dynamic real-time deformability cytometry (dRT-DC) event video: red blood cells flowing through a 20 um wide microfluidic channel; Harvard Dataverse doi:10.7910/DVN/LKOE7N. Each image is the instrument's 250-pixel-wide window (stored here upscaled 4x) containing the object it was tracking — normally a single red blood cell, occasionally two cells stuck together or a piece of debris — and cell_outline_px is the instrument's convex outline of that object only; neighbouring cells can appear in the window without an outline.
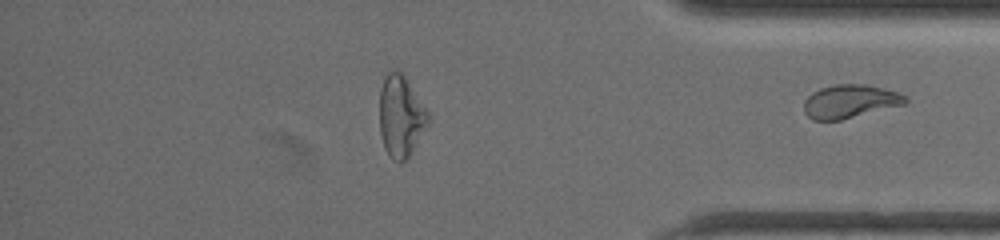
{"species": "common noctule bat (a hibernating species)", "species_latin": "Nyctalus noctula", "temperature_condition": "warm", "stored_images_in_passage": 57, "segment_of_instrument_passage": [2, 2], "camera_frame_rate_fps": 3000, "um_per_image_px": 0.085, "animal": {"sex": "female", "body_mass_g": 19.5, "forearm_length_mm": 54.1}, "frame": {"image": 1, "passage_image": 57, "time_ms": 18.667, "image_size_px": [1000, 240], "cell_outline_px": [[908, 100], [904, 104], [840, 120], [812, 120], [804, 112], [804, 100], [812, 92], [820, 88], [836, 84], [868, 84], [900, 92]], "centroid_in_image_um": [72.23, 8.6], "position_along_channel_um": 363.0, "area_um2": 19.71}}